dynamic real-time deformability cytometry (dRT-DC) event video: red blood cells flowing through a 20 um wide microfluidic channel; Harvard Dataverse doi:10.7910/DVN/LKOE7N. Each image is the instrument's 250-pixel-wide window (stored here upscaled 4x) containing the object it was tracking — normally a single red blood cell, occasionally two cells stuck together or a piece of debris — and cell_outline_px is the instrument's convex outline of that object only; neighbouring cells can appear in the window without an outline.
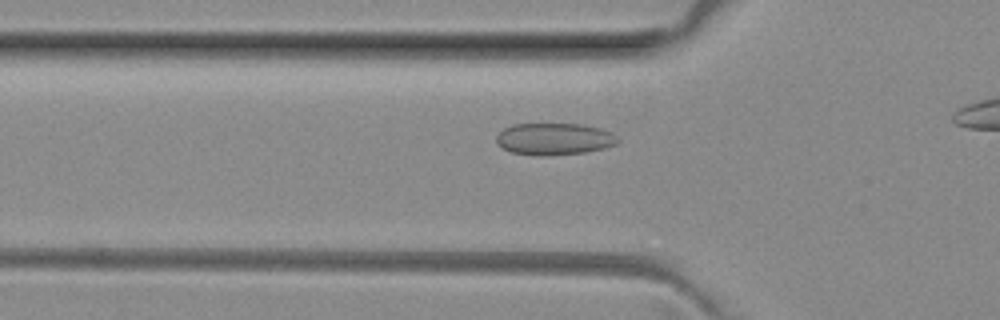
{"species": "common noctule bat (a hibernating species)", "species_latin": "Nyctalus noctula", "temperature_condition": "room temperature", "stored_images_in_passage": 32, "camera_frame_rate_fps": 3000, "um_per_image_px": 0.085, "animal": {"sex": "female", "body_mass_g": 29.2, "forearm_length_mm": 56.3}, "frame": {"image": 1, "passage_image": 8, "time_ms": 2.333, "image_size_px": [1000, 320], "cell_outline_px": [[620, 140], [616, 144], [604, 148], [584, 152], [544, 156], [540, 156], [512, 152], [504, 148], [496, 140], [496, 136], [504, 128], [512, 124], [584, 124], [600, 128], [612, 132]], "centroid_in_image_um": [47.14, 11.8], "position_along_channel_um": 78.7, "area_um2": 22.48}}
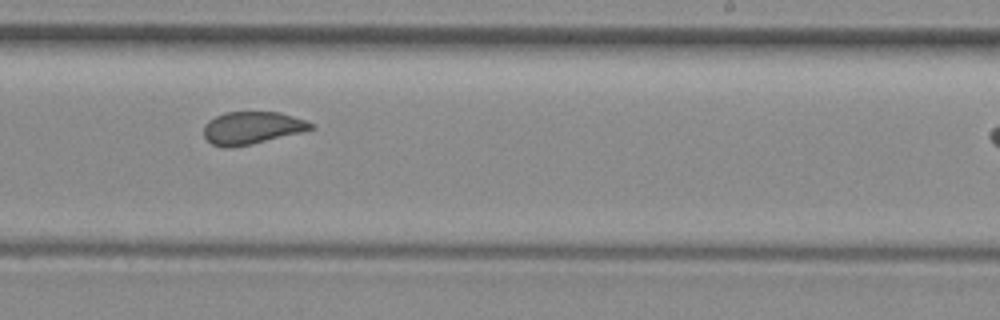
{"frame": {"image": 2, "passage_image": 22, "time_ms": 7.0, "image_size_px": [1000, 320], "cell_outline_px": [[316, 128], [252, 144], [232, 148], [224, 148], [212, 144], [204, 136], [204, 124], [208, 120], [224, 112], [280, 112], [304, 120], [312, 124]], "centroid_in_image_um": [21.37, 10.87], "position_along_channel_um": 267.6, "area_um2": 20.23}}
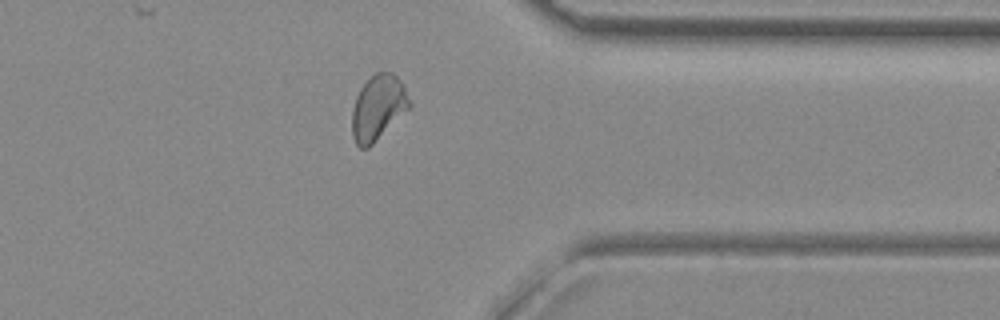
{"frame": {"image": 3, "passage_image": 31, "time_ms": 10.0, "image_size_px": [1000, 320], "cell_outline_px": [[412, 104], [368, 148], [360, 148], [356, 144], [352, 136], [352, 112], [356, 96], [360, 88], [376, 72], [392, 72], [404, 84]], "centroid_in_image_um": [32.12, 9.13], "position_along_channel_um": 379.3, "area_um2": 21.44}}